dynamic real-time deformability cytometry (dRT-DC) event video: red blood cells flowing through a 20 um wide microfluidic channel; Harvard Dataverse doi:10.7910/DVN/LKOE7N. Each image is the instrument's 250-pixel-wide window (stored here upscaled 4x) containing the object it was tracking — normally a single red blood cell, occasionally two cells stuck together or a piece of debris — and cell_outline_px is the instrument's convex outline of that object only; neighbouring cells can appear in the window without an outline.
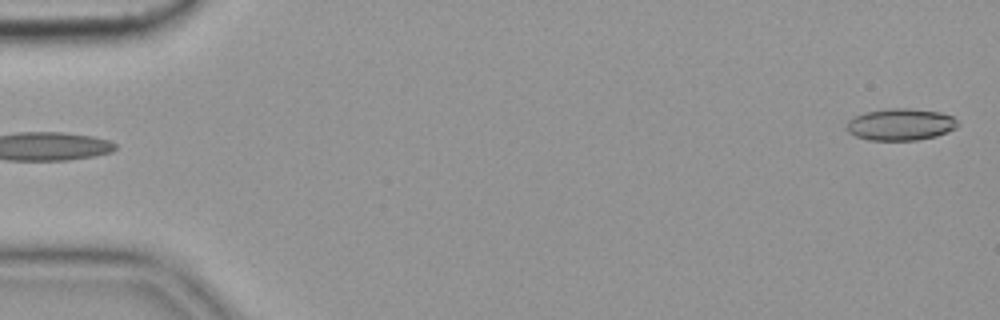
{"species": "common noctule bat (a hibernating species)", "species_latin": "Nyctalus noctula", "temperature_condition": "cold", "stored_images_in_passage": 5, "camera_frame_rate_fps": 3000, "um_per_image_px": 0.085, "animal": {"sex": "female", "body_mass_g": 19.9}, "frame": {"image": 1, "passage_image": 5, "time_ms": 1.333, "image_size_px": [1000, 320], "cell_outline_px": [[960, 124], [956, 128], [948, 132], [936, 136], [916, 140], [868, 140], [856, 136], [848, 132], [848, 120], [864, 112], [888, 108], [908, 108], [940, 112], [952, 116]], "centroid_in_image_um": [76.57, 10.57], "position_along_channel_um": 8.4, "area_um2": 20.63}}